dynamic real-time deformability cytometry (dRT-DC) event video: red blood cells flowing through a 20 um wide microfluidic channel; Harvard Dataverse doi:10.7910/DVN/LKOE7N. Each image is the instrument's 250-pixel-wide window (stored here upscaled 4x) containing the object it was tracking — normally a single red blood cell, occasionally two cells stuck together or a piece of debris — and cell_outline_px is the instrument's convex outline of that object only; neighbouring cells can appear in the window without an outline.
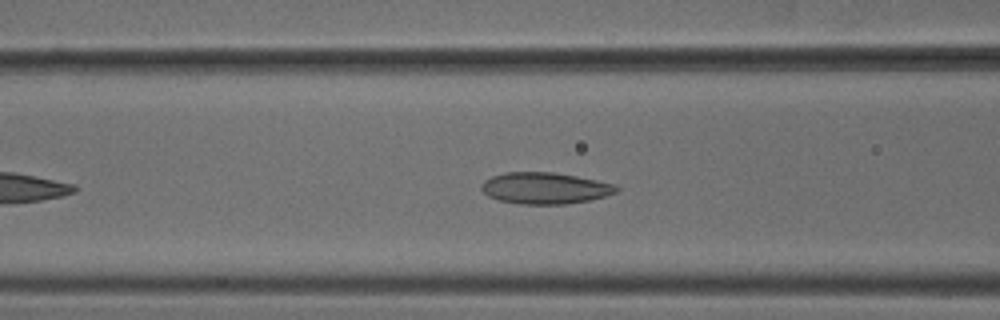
{"species": "common noctule bat (a hibernating species)", "species_latin": "Nyctalus noctula", "temperature_condition": "cold", "stored_images_in_passage": 41, "camera_frame_rate_fps": 3000, "um_per_image_px": 0.085, "animal": {"sex": "male", "body_mass_g": 18.8}, "frame": {"image": 1, "passage_image": 10, "time_ms": 3.0, "image_size_px": [1000, 320], "cell_outline_px": [[620, 188], [616, 192], [604, 196], [588, 200], [568, 204], [520, 204], [500, 200], [488, 196], [480, 188], [480, 184], [484, 180], [492, 176], [504, 172], [552, 172], [576, 176], [616, 184]], "centroid_in_image_um": [46.3, 15.99], "position_along_channel_um": 120.3, "area_um2": 24.74}}
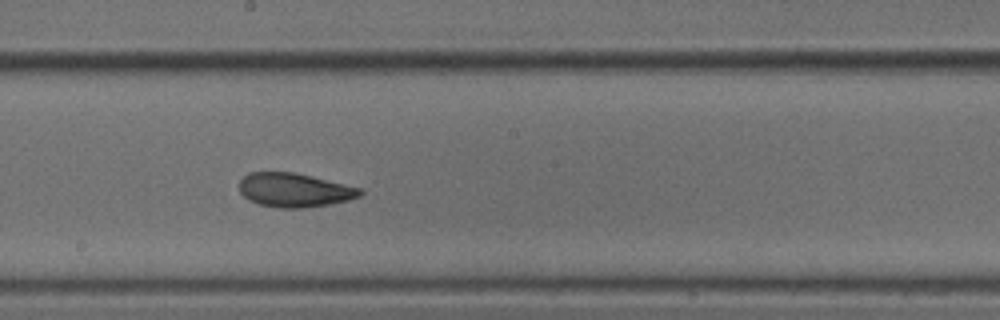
{"frame": {"image": 2, "passage_image": 18, "time_ms": 5.667, "image_size_px": [1000, 320], "cell_outline_px": [[364, 192], [360, 196], [348, 200], [328, 204], [304, 208], [280, 208], [260, 204], [248, 200], [240, 192], [240, 180], [248, 172], [296, 172], [360, 188]], "centroid_in_image_um": [25.01, 16.15], "position_along_channel_um": 223.2, "area_um2": 23.81}}
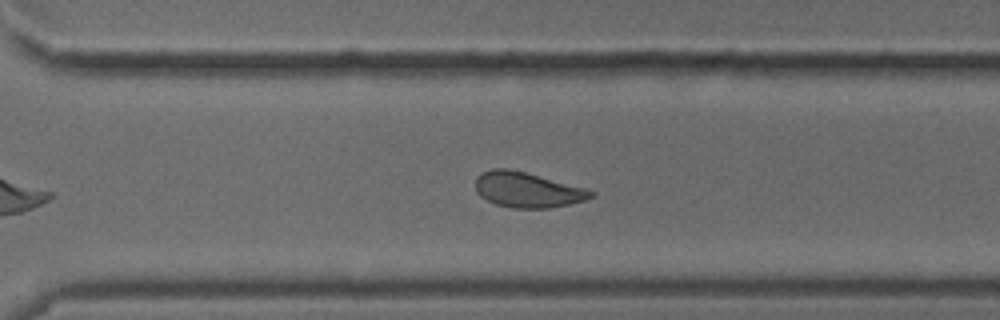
{"frame": {"image": 3, "passage_image": 26, "time_ms": 8.333, "image_size_px": [1000, 320], "cell_outline_px": [[596, 192], [592, 196], [584, 200], [568, 204], [548, 208], [512, 208], [496, 204], [480, 196], [476, 192], [476, 176], [492, 168], [508, 168], [588, 188]], "centroid_in_image_um": [44.82, 16.13], "position_along_channel_um": 325.8, "area_um2": 23.64}, "authors_computed_cell_mechanics": {"area_um2": 24.3916, "velocity_mm_per_s": 3.857, "shape_relaxation_time_tau1_ms": 8.9803, "shape_relaxation_time_tau2_ms": 2.0275, "deformation_change_tau1": 0.1562, "deformation_change_tau2": 0.0752}}